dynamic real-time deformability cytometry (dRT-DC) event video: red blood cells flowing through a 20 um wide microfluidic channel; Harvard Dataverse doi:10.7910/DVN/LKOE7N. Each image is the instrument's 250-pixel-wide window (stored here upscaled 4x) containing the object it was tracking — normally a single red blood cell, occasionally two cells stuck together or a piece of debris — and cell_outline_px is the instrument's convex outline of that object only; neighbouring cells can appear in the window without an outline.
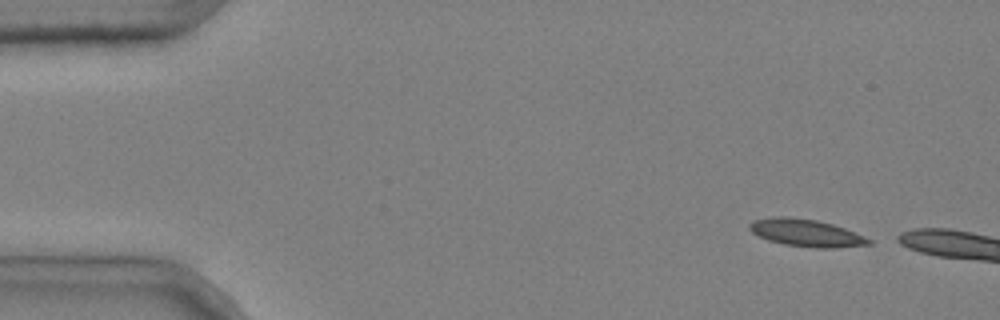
{"species": "common noctule bat (a hibernating species)", "species_latin": "Nyctalus noctula", "temperature_condition": "cold", "stored_images_in_passage": 3, "camera_frame_rate_fps": 3000, "um_per_image_px": 0.085, "animal": {"sex": "male", "body_mass_g": 20.4}, "frame": {"image": 1, "passage_image": 1, "time_ms": 0.0, "image_size_px": [1000, 320], "cell_outline_px": [[872, 244], [832, 248], [816, 248], [784, 244], [768, 240], [752, 232], [748, 228], [748, 224], [752, 220], [780, 216], [784, 216], [816, 220], [832, 224], [844, 228], [864, 236], [872, 240]], "centroid_in_image_um": [68.51, 19.79], "position_along_channel_um": 16.5, "area_um2": 18.84}}